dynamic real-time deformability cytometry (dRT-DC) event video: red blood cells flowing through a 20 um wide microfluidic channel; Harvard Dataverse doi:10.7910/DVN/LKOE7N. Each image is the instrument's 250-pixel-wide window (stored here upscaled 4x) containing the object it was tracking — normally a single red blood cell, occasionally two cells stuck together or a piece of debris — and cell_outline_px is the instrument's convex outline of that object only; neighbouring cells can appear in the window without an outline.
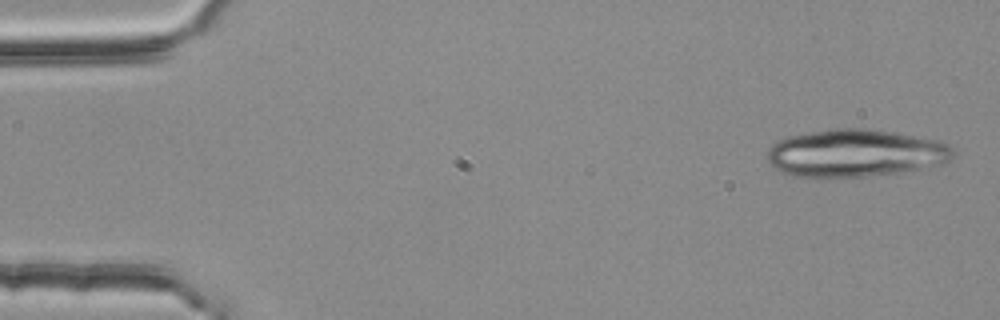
{"species": "common noctule bat (a hibernating species)", "species_latin": "Nyctalus noctula", "temperature_condition": "room temperature", "stored_images_in_passage": 3, "camera_frame_rate_fps": 3000, "um_per_image_px": 0.085, "animal": {"sex": "female", "body_mass_g": 25.1}, "frame": {"image": 1, "passage_image": 1, "time_ms": 0.0, "image_size_px": [1000, 320], "cell_outline_px": [[956, 152], [944, 164], [900, 172], [868, 176], [796, 176], [780, 172], [768, 160], [768, 148], [776, 140], [788, 136], [836, 128], [868, 128], [940, 140], [948, 144]], "centroid_in_image_um": [72.73, 13.0], "position_along_channel_um": 12.3, "area_um2": 51.27}}